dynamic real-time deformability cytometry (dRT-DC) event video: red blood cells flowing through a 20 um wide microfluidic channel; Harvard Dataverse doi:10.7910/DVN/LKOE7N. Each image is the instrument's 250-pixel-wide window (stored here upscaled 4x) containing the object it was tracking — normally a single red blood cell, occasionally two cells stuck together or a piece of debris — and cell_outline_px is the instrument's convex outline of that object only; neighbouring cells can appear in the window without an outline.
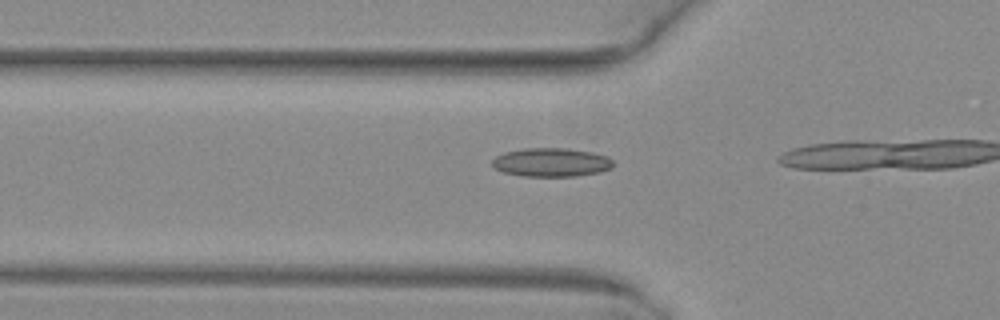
{"species": "common noctule bat (a hibernating species)", "species_latin": "Nyctalus noctula", "temperature_condition": "warm", "stored_images_in_passage": 16, "camera_frame_rate_fps": 3000, "um_per_image_px": 0.085, "animal": {"sex": "female", "body_mass_g": 29.2, "forearm_length_mm": 56.3}, "frame": {"image": 1, "passage_image": 14, "time_ms": 4.333, "image_size_px": [1000, 320], "cell_outline_px": [[612, 168], [600, 172], [576, 176], [524, 176], [504, 172], [496, 168], [492, 164], [492, 160], [496, 156], [504, 152], [524, 148], [568, 148], [592, 152], [608, 156], [612, 160]], "centroid_in_image_um": [46.88, 13.79], "position_along_channel_um": 78.9, "area_um2": 20.23}}